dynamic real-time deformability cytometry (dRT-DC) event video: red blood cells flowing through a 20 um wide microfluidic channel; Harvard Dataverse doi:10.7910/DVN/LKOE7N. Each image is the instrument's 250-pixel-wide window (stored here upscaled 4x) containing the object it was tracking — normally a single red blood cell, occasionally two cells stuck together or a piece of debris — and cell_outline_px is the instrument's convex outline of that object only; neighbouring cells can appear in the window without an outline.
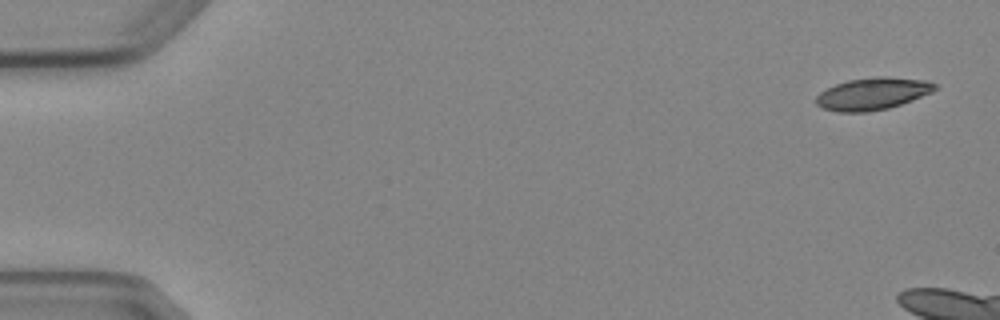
{"species": "Egyptian fruit bat (a non-hibernating species)", "species_latin": "Rousettus aegyptiacus", "temperature_condition": "cold", "stored_images_in_passage": 3, "camera_frame_rate_fps": 3000, "um_per_image_px": 0.085, "animal": {"sex": "female"}, "frame": {"image": 1, "passage_image": 1, "time_ms": 0.0, "image_size_px": [1000, 320], "cell_outline_px": [[936, 88], [932, 92], [912, 100], [888, 108], [868, 112], [836, 112], [824, 108], [816, 104], [816, 96], [820, 92], [836, 84], [848, 80], [876, 76], [888, 76], [928, 80], [936, 84]], "centroid_in_image_um": [74.18, 7.96], "position_along_channel_um": 10.8, "area_um2": 22.31}}